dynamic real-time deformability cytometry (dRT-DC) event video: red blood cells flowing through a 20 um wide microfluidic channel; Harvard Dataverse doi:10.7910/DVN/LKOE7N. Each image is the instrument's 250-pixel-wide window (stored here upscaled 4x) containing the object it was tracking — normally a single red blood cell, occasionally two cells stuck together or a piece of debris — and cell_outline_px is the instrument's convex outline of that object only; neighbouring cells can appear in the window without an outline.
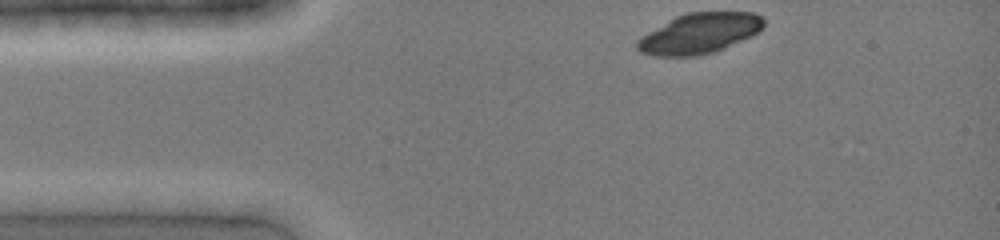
{"species": "common noctule bat (a hibernating species)", "species_latin": "Nyctalus noctula", "temperature_condition": "cold", "stored_images_in_passage": 10, "camera_frame_rate_fps": 3000, "um_per_image_px": 0.085, "animal": {"sex": "female", "body_mass_g": 19.0, "forearm_length_mm": 51.5}, "frame": {"image": 1, "passage_image": 1, "time_ms": 0.0, "image_size_px": [1000, 240], "cell_outline_px": [[764, 24], [752, 36], [716, 52], [700, 56], [652, 56], [640, 52], [636, 48], [636, 40], [640, 36], [668, 20], [676, 16], [688, 12], [752, 12], [760, 16], [764, 20]], "centroid_in_image_um": [59.41, 2.85], "position_along_channel_um": 25.6, "area_um2": 29.94}}